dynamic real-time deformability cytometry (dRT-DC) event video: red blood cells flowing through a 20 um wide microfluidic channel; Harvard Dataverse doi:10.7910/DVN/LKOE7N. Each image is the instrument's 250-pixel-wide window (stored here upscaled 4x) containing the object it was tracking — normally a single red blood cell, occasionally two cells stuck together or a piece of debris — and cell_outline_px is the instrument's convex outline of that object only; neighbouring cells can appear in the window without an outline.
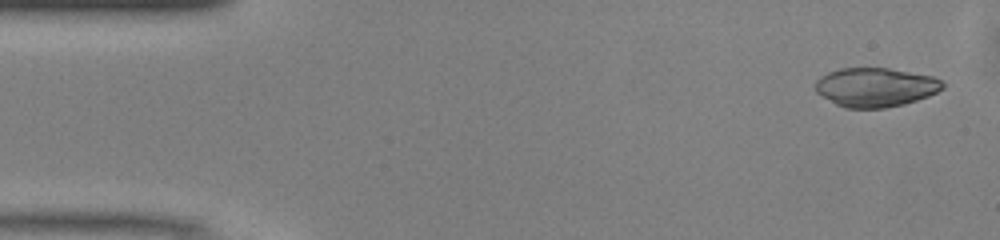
{"species": "common noctule bat (a hibernating species)", "species_latin": "Nyctalus noctula", "temperature_condition": "warm", "stored_images_in_passage": 48, "camera_frame_rate_fps": 3000, "um_per_image_px": 0.085, "animal": {"sex": "male", "body_mass_g": 13.0, "forearm_length_mm": 53.1}, "frame": {"image": 1, "passage_image": 2, "time_ms": 0.333, "image_size_px": [1000, 240], "cell_outline_px": [[944, 88], [928, 96], [904, 104], [884, 108], [844, 108], [836, 104], [816, 92], [816, 80], [820, 76], [828, 72], [840, 68], [888, 68], [932, 76], [940, 80], [944, 84]], "centroid_in_image_um": [74.4, 7.41], "position_along_channel_um": 10.6, "area_um2": 28.84}}